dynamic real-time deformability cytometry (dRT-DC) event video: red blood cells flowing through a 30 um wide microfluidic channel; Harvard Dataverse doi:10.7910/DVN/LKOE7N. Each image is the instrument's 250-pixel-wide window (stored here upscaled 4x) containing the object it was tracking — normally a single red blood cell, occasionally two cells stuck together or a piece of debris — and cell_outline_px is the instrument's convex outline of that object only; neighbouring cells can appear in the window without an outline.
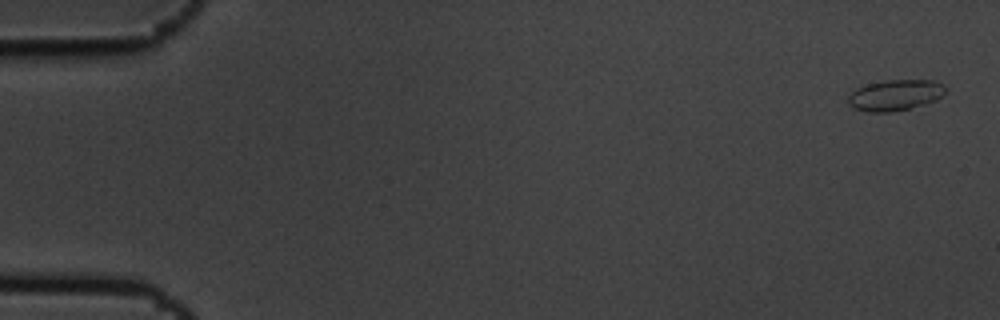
{"species": "common noctule bat (a hibernating species)", "species_latin": "Nyctalus noctula", "temperature_condition": "cold", "stored_images_in_passage": 5, "camera_frame_rate_fps": 3000, "um_per_image_px": 0.085, "animal": {"sex": "male", "body_mass_g": 19.5, "forearm_length_mm": 54.6}, "frame": {"image": 1, "passage_image": 5, "time_ms": 1.333, "image_size_px": [1000, 320], "cell_outline_px": [[948, 88], [936, 100], [924, 104], [892, 112], [868, 112], [852, 108], [848, 104], [848, 96], [856, 88], [868, 84], [888, 80], [932, 80], [944, 84]], "centroid_in_image_um": [76.08, 8.09], "position_along_channel_um": 8.9, "area_um2": 17.51}}